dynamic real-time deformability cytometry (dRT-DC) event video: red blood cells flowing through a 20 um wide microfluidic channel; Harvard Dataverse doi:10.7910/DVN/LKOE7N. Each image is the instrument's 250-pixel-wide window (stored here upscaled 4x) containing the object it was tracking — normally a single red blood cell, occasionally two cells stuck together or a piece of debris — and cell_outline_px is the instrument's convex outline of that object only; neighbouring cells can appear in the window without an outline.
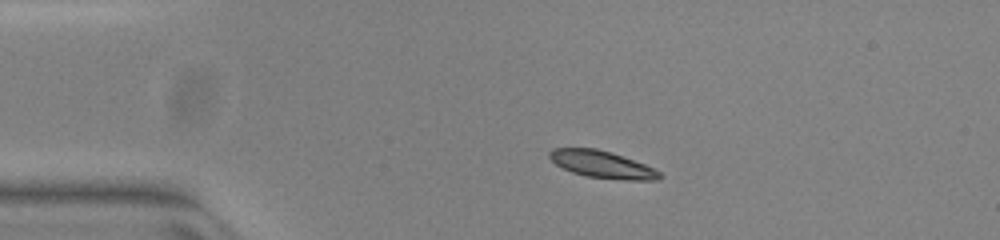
{"species": "common noctule bat (a hibernating species)", "species_latin": "Nyctalus noctula", "temperature_condition": "warm", "stored_images_in_passage": 42, "camera_frame_rate_fps": 3000, "um_per_image_px": 0.085, "animal": {"sex": "female", "body_mass_g": 23.0, "forearm_length_mm": 53.4}, "frame": {"image": 1, "passage_image": 1, "time_ms": 0.0, "image_size_px": [1000, 240], "cell_outline_px": [[664, 176], [656, 180], [628, 180], [588, 176], [572, 172], [556, 164], [548, 156], [548, 152], [552, 148], [596, 148], [612, 152], [644, 164], [660, 172]], "centroid_in_image_um": [51.18, 13.96], "position_along_channel_um": 33.8, "area_um2": 17.22}}
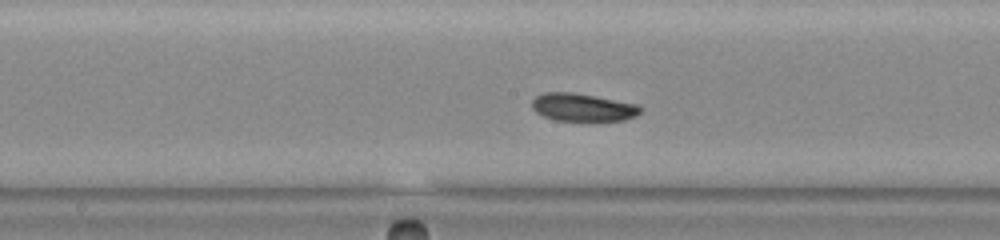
{"frame": {"image": 2, "passage_image": 17, "time_ms": 5.333, "image_size_px": [1000, 240], "cell_outline_px": [[644, 108], [636, 116], [624, 120], [556, 120], [544, 116], [536, 112], [532, 108], [532, 100], [536, 96], [544, 92], [572, 92], [640, 104]], "centroid_in_image_um": [49.56, 9.11], "position_along_channel_um": 198.6, "area_um2": 17.57}}
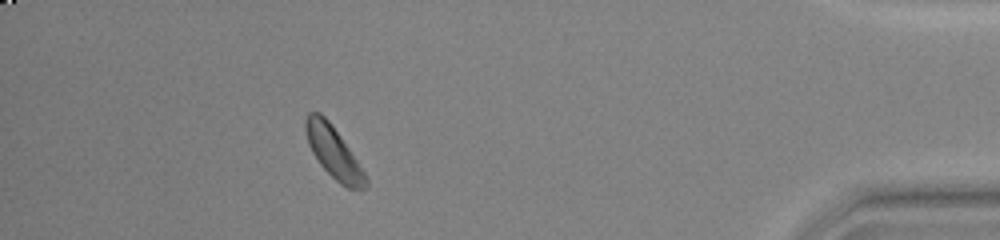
{"frame": {"image": 3, "passage_image": 37, "time_ms": 12.0, "image_size_px": [1000, 240], "cell_outline_px": [[368, 184], [364, 188], [348, 188], [340, 184], [320, 164], [312, 152], [308, 144], [304, 128], [304, 120], [308, 112], [320, 112], [332, 124], [364, 172], [368, 180]], "centroid_in_image_um": [28.31, 12.91], "position_along_channel_um": 406.9, "area_um2": 17.74}, "authors_computed_cell_mechanics": {"area_um2": 17.7735, "velocity_mm_per_s": 3.9317, "shape_relaxation_time_tau1_ms": 7.2902, "shape_relaxation_time_tau2_ms": null, "deformation_change_tau1": 0.1586, "deformation_change_tau2": null}}